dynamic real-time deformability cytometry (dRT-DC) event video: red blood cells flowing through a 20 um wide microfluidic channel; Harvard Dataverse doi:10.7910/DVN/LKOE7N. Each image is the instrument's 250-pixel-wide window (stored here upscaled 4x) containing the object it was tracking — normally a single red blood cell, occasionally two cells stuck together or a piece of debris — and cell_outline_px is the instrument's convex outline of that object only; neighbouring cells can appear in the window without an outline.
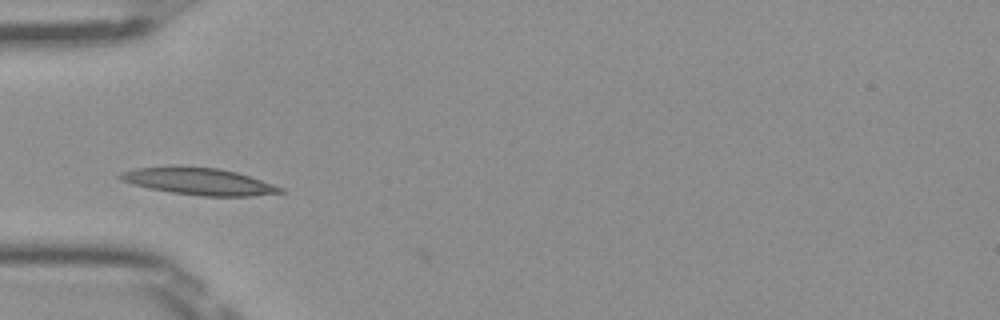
{"species": "Egyptian fruit bat (a non-hibernating species)", "species_latin": "Rousettus aegyptiacus", "temperature_condition": "room temperature", "stored_images_in_passage": 2, "camera_frame_rate_fps": 3000, "um_per_image_px": 0.085, "frame": {"image": 1, "passage_image": 1, "time_ms": 0.0, "image_size_px": [1000, 320], "cell_outline_px": [[284, 192], [252, 196], [204, 196], [172, 192], [148, 188], [120, 180], [116, 176], [120, 172], [136, 168], [176, 164], [220, 168], [236, 172], [284, 188]], "centroid_in_image_um": [16.83, 15.38], "position_along_channel_um": 68.2, "area_um2": 25.49}}